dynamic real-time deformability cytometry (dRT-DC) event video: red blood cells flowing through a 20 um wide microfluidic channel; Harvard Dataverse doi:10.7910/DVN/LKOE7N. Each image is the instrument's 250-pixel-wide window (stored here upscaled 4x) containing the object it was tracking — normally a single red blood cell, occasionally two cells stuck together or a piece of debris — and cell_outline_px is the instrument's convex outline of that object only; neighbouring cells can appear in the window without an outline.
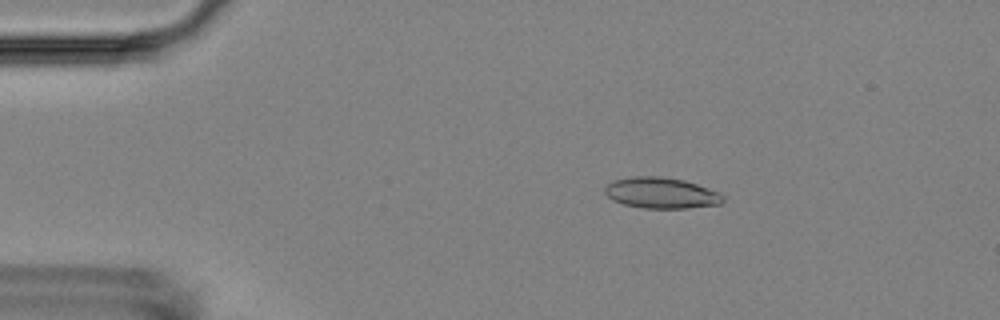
{"species": "Egyptian fruit bat (a non-hibernating species)", "species_latin": "Rousettus aegyptiacus", "temperature_condition": "room temperature", "stored_images_in_passage": 4, "camera_frame_rate_fps": 3000, "um_per_image_px": 0.085, "animal": {"sex": "female"}, "frame": {"image": 1, "passage_image": 2, "time_ms": 1.333, "image_size_px": [1000, 320], "cell_outline_px": [[724, 200], [720, 204], [688, 208], [644, 208], [624, 204], [612, 200], [604, 192], [604, 188], [608, 184], [616, 180], [632, 176], [660, 176], [684, 180], [720, 192], [724, 196]], "centroid_in_image_um": [56.22, 16.4], "position_along_channel_um": 28.8, "area_um2": 21.27}}